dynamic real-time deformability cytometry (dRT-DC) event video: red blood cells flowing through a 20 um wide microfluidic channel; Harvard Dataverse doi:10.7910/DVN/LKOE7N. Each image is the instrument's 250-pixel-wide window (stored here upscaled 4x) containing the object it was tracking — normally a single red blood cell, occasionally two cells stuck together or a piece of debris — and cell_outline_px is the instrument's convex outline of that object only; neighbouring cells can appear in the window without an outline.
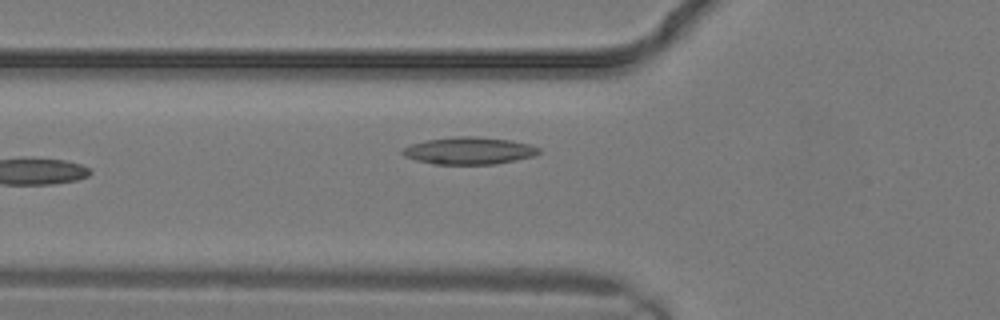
{"species": "common noctule bat (a hibernating species)", "species_latin": "Nyctalus noctula", "temperature_condition": "warm", "stored_images_in_passage": 11, "camera_frame_rate_fps": 3000, "um_per_image_px": 0.085, "animal": {"sex": "male", "body_mass_g": 19.2, "forearm_length_mm": 51.8}, "frame": {"image": 1, "passage_image": 11, "time_ms": 3.333, "image_size_px": [1000, 320], "cell_outline_px": [[540, 152], [532, 156], [516, 160], [496, 164], [432, 164], [416, 160], [404, 156], [400, 152], [404, 148], [412, 144], [428, 140], [456, 136], [476, 136], [512, 140], [528, 144], [540, 148]], "centroid_in_image_um": [39.87, 12.81], "position_along_channel_um": 85.9, "area_um2": 21.56}}